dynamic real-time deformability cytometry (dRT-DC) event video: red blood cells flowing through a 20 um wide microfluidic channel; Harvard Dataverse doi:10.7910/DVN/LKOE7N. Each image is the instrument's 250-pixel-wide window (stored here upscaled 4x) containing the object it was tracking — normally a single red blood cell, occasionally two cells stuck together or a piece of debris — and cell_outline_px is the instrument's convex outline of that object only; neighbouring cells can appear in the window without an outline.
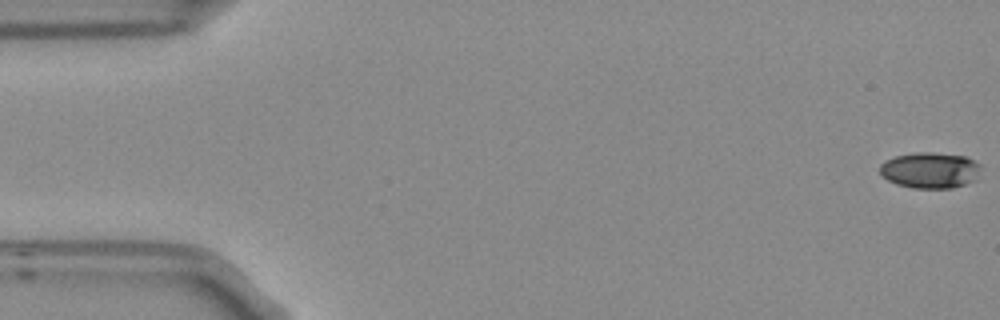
{"species": "Egyptian fruit bat (a non-hibernating species)", "species_latin": "Rousettus aegyptiacus", "temperature_condition": "room temperature", "stored_images_in_passage": 4, "camera_frame_rate_fps": 3000, "um_per_image_px": 0.085, "frame": {"image": 1, "passage_image": 1, "time_ms": 0.0, "image_size_px": [1000, 320], "cell_outline_px": [[980, 168], [972, 180], [964, 184], [952, 188], [912, 188], [896, 184], [880, 176], [880, 164], [884, 160], [896, 156], [916, 152], [932, 152], [964, 156], [980, 164]], "centroid_in_image_um": [78.98, 14.46], "position_along_channel_um": 6.0, "area_um2": 21.04}}
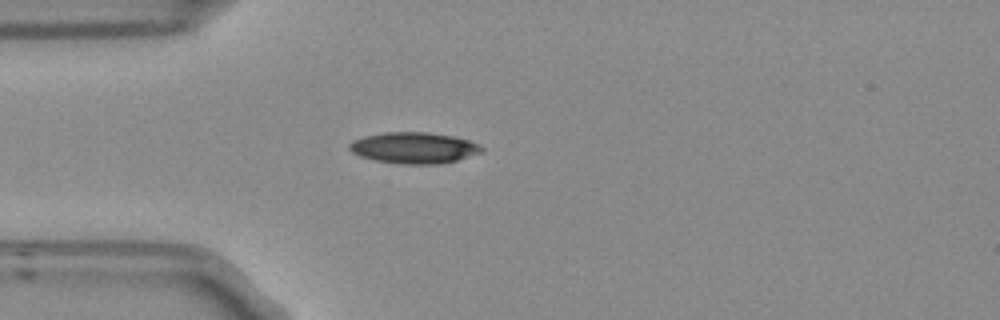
{"frame": {"image": 2, "passage_image": 4, "time_ms": 1.0, "image_size_px": [1000, 320], "cell_outline_px": [[484, 152], [456, 160], [440, 164], [404, 164], [376, 160], [360, 156], [352, 152], [348, 148], [348, 144], [352, 140], [364, 136], [384, 132], [428, 132], [452, 136], [468, 140], [480, 144], [484, 148]], "centroid_in_image_um": [35.2, 12.56], "position_along_channel_um": 49.8, "area_um2": 24.1}}